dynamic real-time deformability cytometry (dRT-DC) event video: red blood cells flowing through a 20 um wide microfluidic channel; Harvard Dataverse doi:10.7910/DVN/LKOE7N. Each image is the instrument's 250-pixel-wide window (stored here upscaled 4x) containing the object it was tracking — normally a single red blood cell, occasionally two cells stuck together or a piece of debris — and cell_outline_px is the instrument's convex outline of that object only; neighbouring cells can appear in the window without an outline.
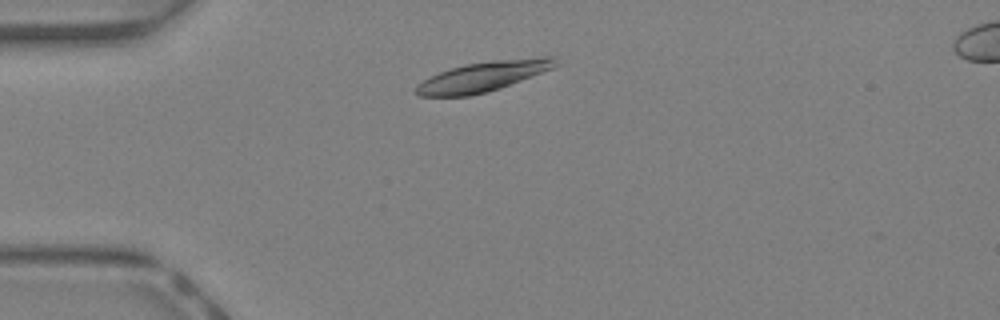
{"species": "Egyptian fruit bat (a non-hibernating species)", "species_latin": "Rousettus aegyptiacus", "temperature_condition": "warm", "stored_images_in_passage": 31, "camera_frame_rate_fps": 3000, "um_per_image_px": 0.085, "animal": {"sex": "female"}, "frame": {"image": 1, "passage_image": 2, "time_ms": 0.333, "image_size_px": [1000, 320], "cell_outline_px": [[560, 64], [552, 68], [500, 88], [488, 92], [468, 96], [420, 96], [416, 92], [416, 84], [440, 72], [464, 64], [492, 60], [544, 56], [556, 56]], "centroid_in_image_um": [41.11, 6.48], "position_along_channel_um": 43.9, "area_um2": 24.28}}
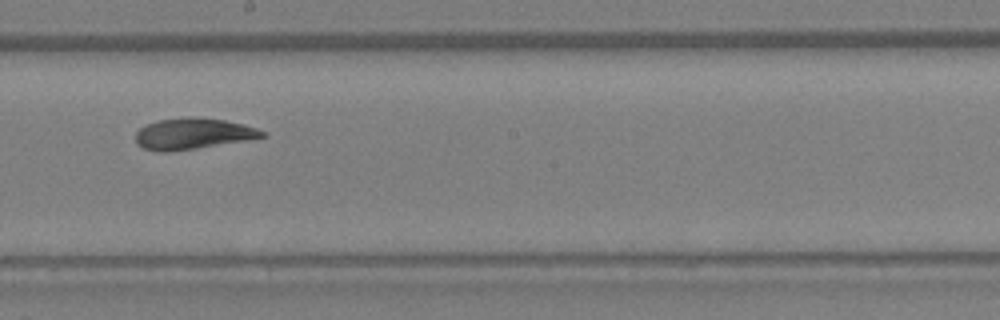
{"frame": {"image": 2, "passage_image": 16, "time_ms": 5.0, "image_size_px": [1000, 320], "cell_outline_px": [[268, 136], [196, 148], [168, 152], [156, 152], [144, 148], [136, 144], [136, 132], [140, 128], [148, 124], [160, 120], [188, 116], [224, 120], [244, 124], [256, 128], [264, 132]], "centroid_in_image_um": [16.37, 11.37], "position_along_channel_um": 231.8, "area_um2": 22.72}}
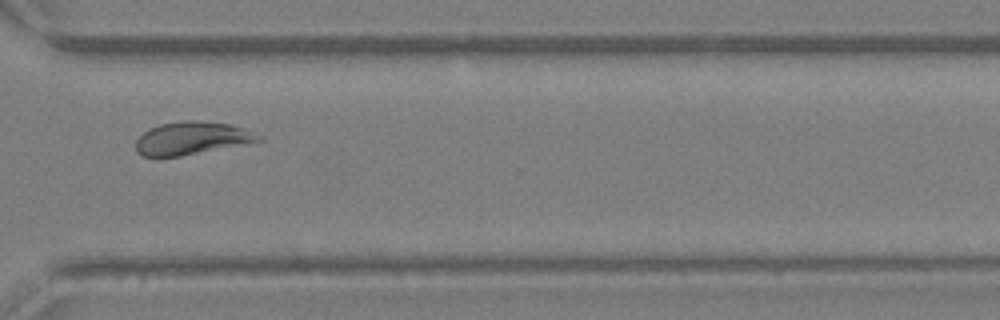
{"frame": {"image": 3, "passage_image": 24, "time_ms": 7.667, "image_size_px": [1000, 320], "cell_outline_px": [[264, 140], [180, 156], [140, 156], [136, 152], [136, 140], [148, 128], [160, 124], [188, 120], [196, 120], [232, 124], [244, 128], [264, 136]], "centroid_in_image_um": [16.31, 11.74], "position_along_channel_um": 354.3, "area_um2": 23.47}, "authors_computed_cell_mechanics": {"area_um2": 23.5824, "velocity_mm_per_s": 4.5867, "shape_relaxation_time_tau1_ms": 4.039, "shape_relaxation_time_tau2_ms": 4.1584, "deformation_change_tau1": 0.1485, "deformation_change_tau2": 0.1003}}